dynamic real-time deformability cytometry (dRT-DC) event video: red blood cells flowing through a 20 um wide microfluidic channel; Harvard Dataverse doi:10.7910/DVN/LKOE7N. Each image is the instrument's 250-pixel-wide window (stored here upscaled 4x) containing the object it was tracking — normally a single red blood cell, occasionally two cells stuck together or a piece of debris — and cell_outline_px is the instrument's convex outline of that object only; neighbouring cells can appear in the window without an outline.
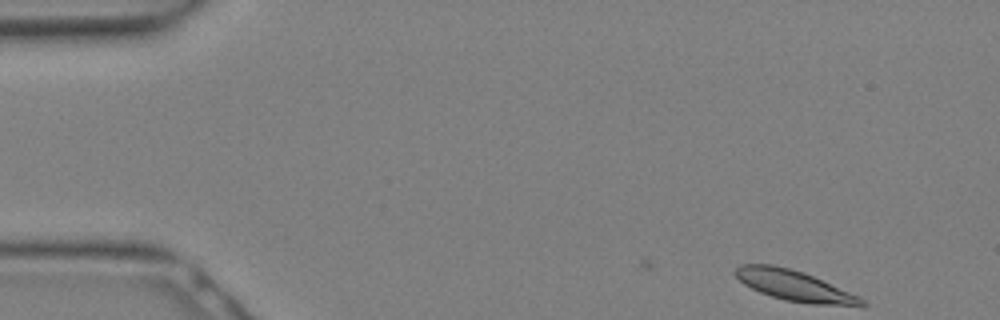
{"species": "Egyptian fruit bat (a non-hibernating species)", "species_latin": "Rousettus aegyptiacus", "temperature_condition": "warm", "stored_images_in_passage": 3, "camera_frame_rate_fps": 3000, "um_per_image_px": 0.085, "animal": {"sex": "female"}, "frame": {"image": 1, "passage_image": 3, "time_ms": 0.667, "image_size_px": [1000, 320], "cell_outline_px": [[868, 304], [808, 304], [784, 300], [760, 292], [744, 284], [732, 272], [740, 264], [772, 264], [804, 272], [860, 296]], "centroid_in_image_um": [67.46, 24.25], "position_along_channel_um": 17.5, "area_um2": 22.14}}